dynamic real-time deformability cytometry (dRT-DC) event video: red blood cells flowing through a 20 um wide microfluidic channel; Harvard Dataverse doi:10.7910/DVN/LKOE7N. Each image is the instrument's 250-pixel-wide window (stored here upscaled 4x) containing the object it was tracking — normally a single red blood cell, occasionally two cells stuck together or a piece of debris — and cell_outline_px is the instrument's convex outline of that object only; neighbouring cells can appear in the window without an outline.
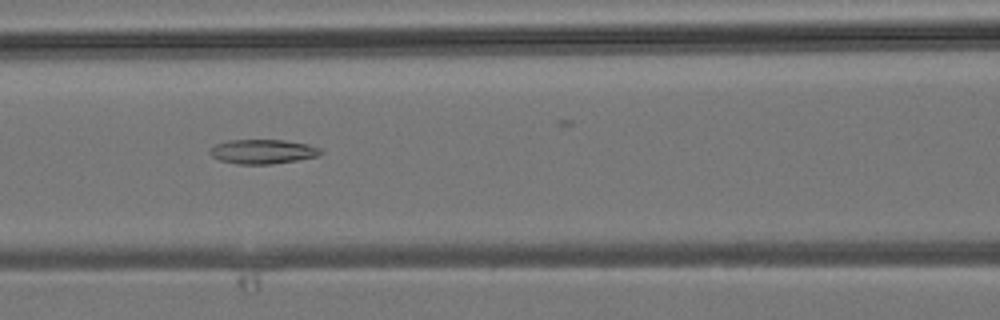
{"species": "common noctule bat (a hibernating species)", "species_latin": "Nyctalus noctula", "temperature_condition": "room temperature", "stored_images_in_passage": 43, "camera_frame_rate_fps": 3000, "um_per_image_px": 0.085, "animal": {"sex": "male", "body_mass_g": 19.2, "forearm_length_mm": 51.8}, "frame": {"image": 1, "passage_image": 19, "time_ms": 6.0, "image_size_px": [1000, 320], "cell_outline_px": [[324, 152], [316, 156], [296, 160], [272, 164], [236, 164], [220, 160], [212, 156], [208, 152], [208, 148], [216, 144], [228, 140], [284, 140], [308, 144], [320, 148]], "centroid_in_image_um": [22.3, 12.88], "position_along_channel_um": 144.3, "area_um2": 15.78}}
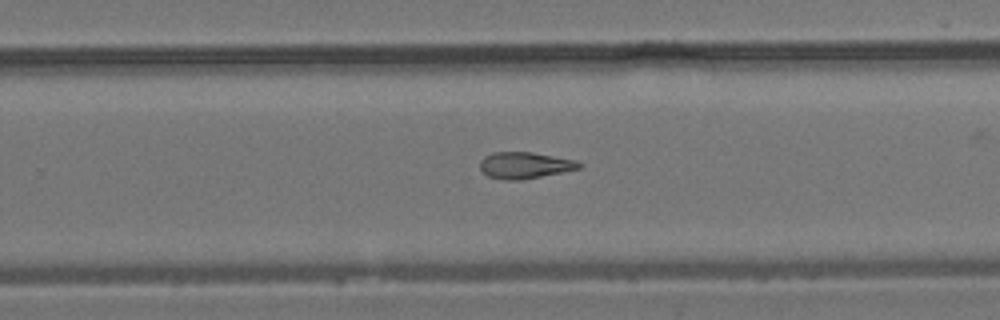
{"frame": {"image": 2, "passage_image": 28, "time_ms": 9.0, "image_size_px": [1000, 320], "cell_outline_px": [[584, 164], [580, 168], [524, 180], [504, 180], [488, 176], [480, 168], [480, 160], [484, 156], [492, 152], [532, 152], [576, 160]], "centroid_in_image_um": [44.6, 14.05], "position_along_channel_um": 285.2, "area_um2": 15.37}}
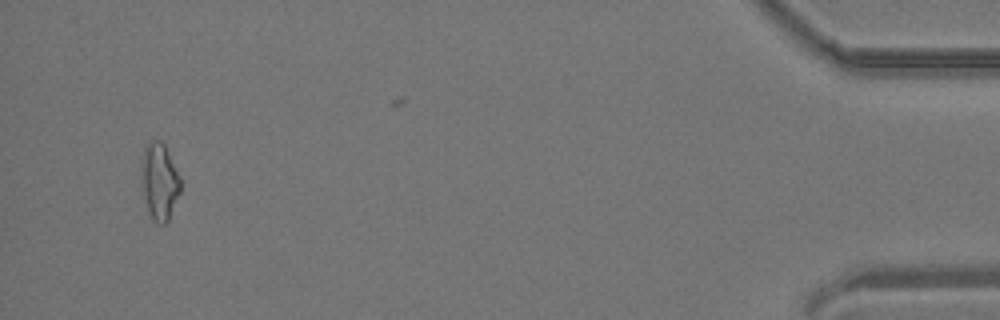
{"frame": {"image": 3, "passage_image": 42, "time_ms": 13.667, "image_size_px": [1000, 320], "cell_outline_px": [[180, 192], [168, 220], [164, 224], [156, 224], [152, 220], [148, 212], [140, 184], [140, 164], [144, 144], [148, 140], [160, 140], [164, 144], [180, 180]], "centroid_in_image_um": [13.48, 15.41], "position_along_channel_um": 421.7, "area_um2": 17.8}}